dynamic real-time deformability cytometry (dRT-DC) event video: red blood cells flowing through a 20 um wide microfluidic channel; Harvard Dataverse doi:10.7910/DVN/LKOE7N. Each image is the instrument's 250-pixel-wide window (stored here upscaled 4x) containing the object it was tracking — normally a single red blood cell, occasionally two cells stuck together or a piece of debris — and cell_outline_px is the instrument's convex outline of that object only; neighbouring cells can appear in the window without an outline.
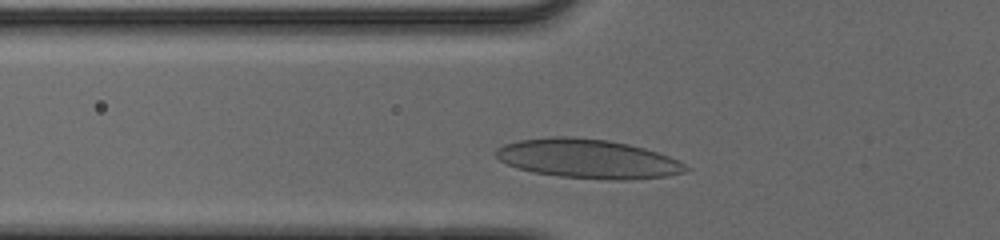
{"species": "human", "species_latin": "Homo sapiens", "temperature_condition": "cold", "stored_images_in_passage": 30, "camera_frame_rate_fps": 3000, "um_per_image_px": 0.085, "donor": {"sex": "male"}, "frame": {"image": 1, "passage_image": 5, "time_ms": 1.333, "image_size_px": [1000, 240], "cell_outline_px": [[688, 168], [684, 172], [668, 176], [624, 180], [612, 180], [560, 176], [532, 172], [516, 168], [500, 160], [496, 156], [496, 148], [504, 144], [520, 140], [552, 136], [572, 136], [608, 140], [628, 144], [644, 148], [668, 156], [684, 164]], "centroid_in_image_um": [49.93, 13.49], "position_along_channel_um": 75.9, "area_um2": 43.12}}
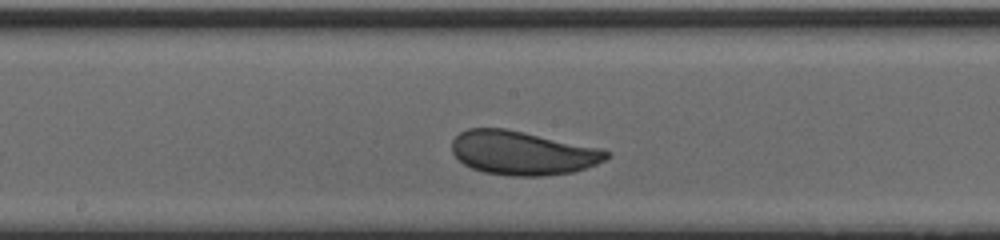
{"frame": {"image": 2, "passage_image": 15, "time_ms": 4.667, "image_size_px": [1000, 240], "cell_outline_px": [[612, 152], [604, 160], [596, 164], [572, 172], [544, 176], [508, 176], [484, 172], [472, 168], [464, 164], [452, 152], [452, 140], [460, 132], [468, 128], [504, 128], [524, 132], [600, 148]], "centroid_in_image_um": [44.4, 13.0], "position_along_channel_um": 203.8, "area_um2": 39.36}}
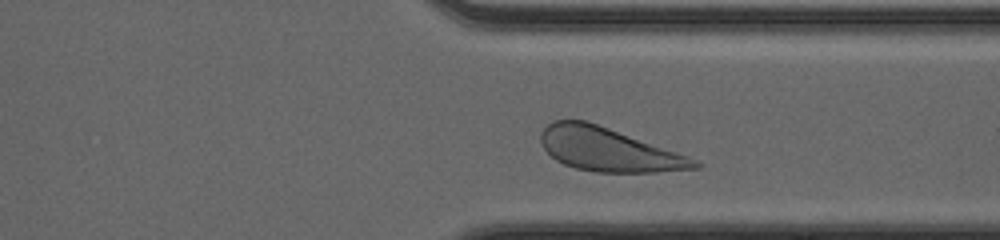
{"frame": {"image": 3, "passage_image": 27, "time_ms": 8.667, "image_size_px": [1000, 240], "cell_outline_px": [[704, 164], [700, 168], [656, 172], [596, 172], [576, 168], [564, 164], [556, 160], [544, 148], [540, 140], [540, 132], [552, 120], [588, 120], [688, 156]], "centroid_in_image_um": [51.71, 12.7], "position_along_channel_um": 359.7, "area_um2": 38.9}, "authors_computed_cell_mechanics": {"area_um2": 39.2173, "velocity_mm_per_s": 3.8646, "shape_relaxation_time_tau1_ms": 1.4776, "shape_relaxation_time_tau2_ms": null, "deformation_change_tau1": 0.1036, "deformation_change_tau2": null}}